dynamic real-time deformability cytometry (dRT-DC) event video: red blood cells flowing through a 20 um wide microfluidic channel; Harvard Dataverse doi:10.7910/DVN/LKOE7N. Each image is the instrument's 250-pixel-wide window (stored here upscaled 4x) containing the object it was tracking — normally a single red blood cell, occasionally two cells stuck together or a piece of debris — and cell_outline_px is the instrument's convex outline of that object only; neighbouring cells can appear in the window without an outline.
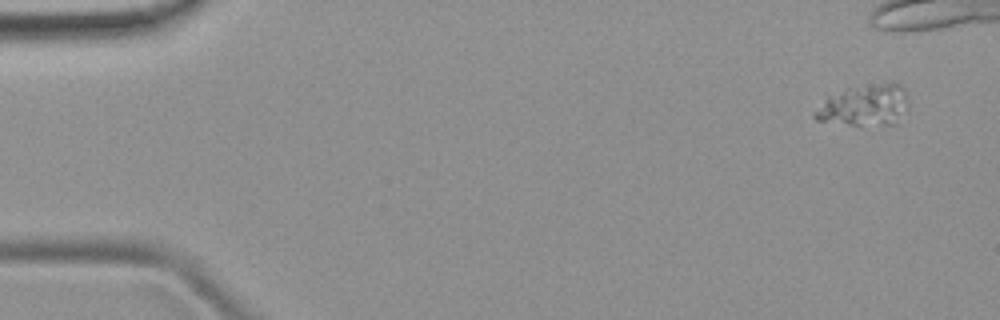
{"species": "common noctule bat (a hibernating species)", "species_latin": "Nyctalus noctula", "temperature_condition": "room temperature", "stored_images_in_passage": 7, "camera_frame_rate_fps": 3000, "um_per_image_px": 0.085, "animal": {"sex": "female", "body_mass_g": 19.9}, "frame": {"image": 1, "passage_image": 1, "time_ms": 0.0, "image_size_px": [1000, 320], "cell_outline_px": [[908, 108], [896, 124], [848, 124], [816, 120], [812, 116], [812, 112], [828, 96], [848, 88], [896, 80], [904, 88]], "centroid_in_image_um": [73.5, 8.92], "position_along_channel_um": 11.5, "area_um2": 22.54}}